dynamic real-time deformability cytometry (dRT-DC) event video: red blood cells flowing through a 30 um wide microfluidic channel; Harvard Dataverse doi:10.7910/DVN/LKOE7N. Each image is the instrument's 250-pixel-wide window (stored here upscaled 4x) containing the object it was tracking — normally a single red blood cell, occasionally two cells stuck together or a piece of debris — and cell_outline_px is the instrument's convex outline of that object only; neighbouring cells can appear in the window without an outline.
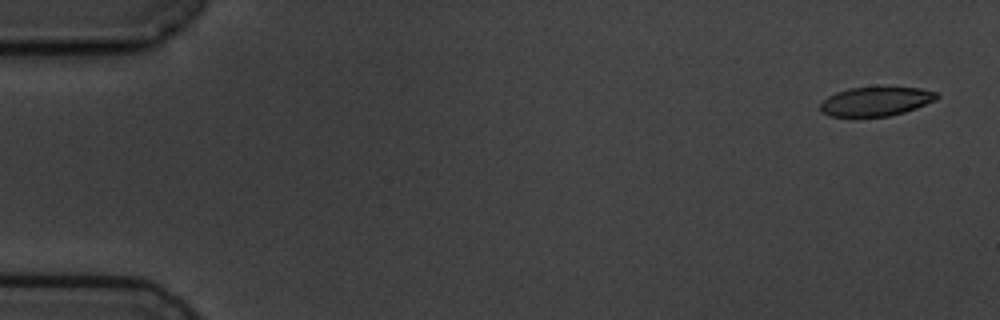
{"species": "common noctule bat (a hibernating species)", "species_latin": "Nyctalus noctula", "temperature_condition": "cold", "stored_images_in_passage": 6, "segment_of_instrument_passage": [1, 2], "camera_frame_rate_fps": 3000, "um_per_image_px": 0.085, "animal": {"sex": "male", "body_mass_g": 19.5, "forearm_length_mm": 54.6}, "frame": {"image": 1, "passage_image": 1, "time_ms": 0.0, "image_size_px": [1000, 320], "cell_outline_px": [[940, 96], [936, 100], [916, 108], [904, 112], [888, 116], [832, 116], [820, 112], [820, 104], [828, 96], [836, 92], [848, 88], [920, 88], [936, 92]], "centroid_in_image_um": [74.44, 8.62], "position_along_channel_um": 10.6, "area_um2": 19.48}}